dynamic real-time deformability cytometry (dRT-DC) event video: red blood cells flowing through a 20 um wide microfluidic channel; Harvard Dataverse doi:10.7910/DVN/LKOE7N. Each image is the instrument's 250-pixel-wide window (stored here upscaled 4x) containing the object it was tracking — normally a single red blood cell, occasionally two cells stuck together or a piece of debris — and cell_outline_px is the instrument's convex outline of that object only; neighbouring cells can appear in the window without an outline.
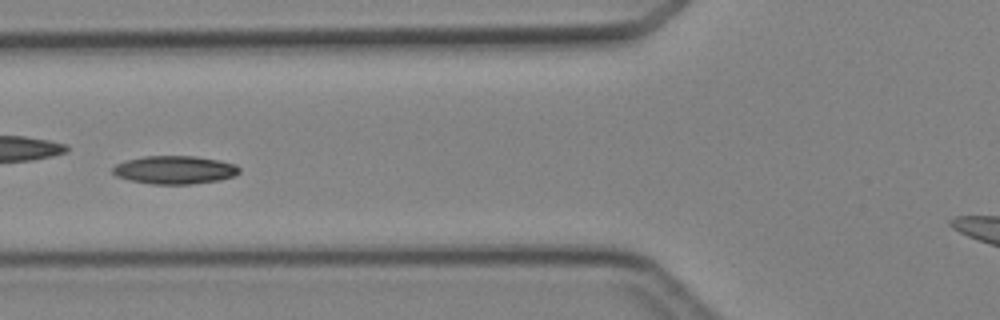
{"species": "Egyptian fruit bat (a non-hibernating species)", "species_latin": "Rousettus aegyptiacus", "temperature_condition": "cold", "stored_images_in_passage": 5, "camera_frame_rate_fps": 3000, "um_per_image_px": 0.085, "animal": {"sex": "female"}, "frame": {"image": 1, "passage_image": 5, "time_ms": 4.667, "image_size_px": [1000, 320], "cell_outline_px": [[240, 172], [232, 176], [220, 180], [192, 184], [152, 184], [128, 180], [116, 176], [112, 172], [112, 168], [116, 164], [128, 160], [144, 156], [196, 156], [236, 164], [240, 168]], "centroid_in_image_um": [14.83, 14.44], "position_along_channel_um": 111.0, "area_um2": 20.75}}